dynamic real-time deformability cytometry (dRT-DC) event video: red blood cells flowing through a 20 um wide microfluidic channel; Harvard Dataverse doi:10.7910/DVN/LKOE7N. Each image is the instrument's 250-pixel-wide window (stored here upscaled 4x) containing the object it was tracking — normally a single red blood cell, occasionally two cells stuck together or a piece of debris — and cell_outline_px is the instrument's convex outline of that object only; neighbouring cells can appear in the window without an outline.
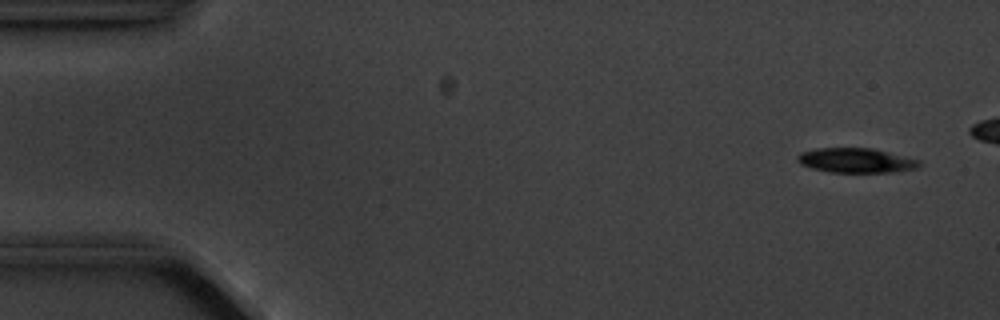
{"species": "common noctule bat (a hibernating species)", "species_latin": "Nyctalus noctula", "temperature_condition": "cold", "stored_images_in_passage": 7, "camera_frame_rate_fps": 3000, "um_per_image_px": 0.085, "animal": {"sex": "male", "body_mass_g": 20.1, "forearm_length_mm": 53.5}, "frame": {"image": 1, "passage_image": 1, "time_ms": 0.0, "image_size_px": [1000, 320], "cell_outline_px": [[920, 168], [896, 172], [832, 172], [812, 168], [800, 164], [796, 160], [796, 156], [800, 152], [816, 148], [872, 148], [920, 160]], "centroid_in_image_um": [72.76, 13.64], "position_along_channel_um": 12.2, "area_um2": 17.57}}
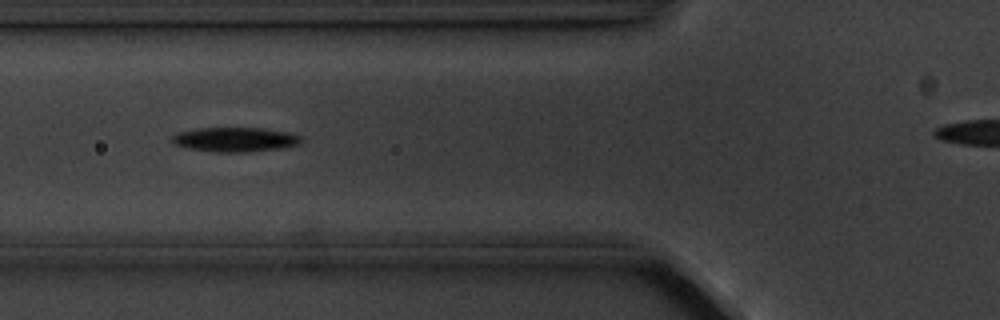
{"frame": {"image": 2, "passage_image": 6, "time_ms": 5.667, "image_size_px": [1000, 320], "cell_outline_px": [[304, 140], [300, 144], [284, 148], [244, 152], [212, 152], [188, 148], [176, 144], [172, 140], [172, 136], [180, 132], [196, 128], [260, 128], [292, 132], [300, 136]], "centroid_in_image_um": [20.06, 11.86], "position_along_channel_um": 105.7, "area_um2": 18.5}}